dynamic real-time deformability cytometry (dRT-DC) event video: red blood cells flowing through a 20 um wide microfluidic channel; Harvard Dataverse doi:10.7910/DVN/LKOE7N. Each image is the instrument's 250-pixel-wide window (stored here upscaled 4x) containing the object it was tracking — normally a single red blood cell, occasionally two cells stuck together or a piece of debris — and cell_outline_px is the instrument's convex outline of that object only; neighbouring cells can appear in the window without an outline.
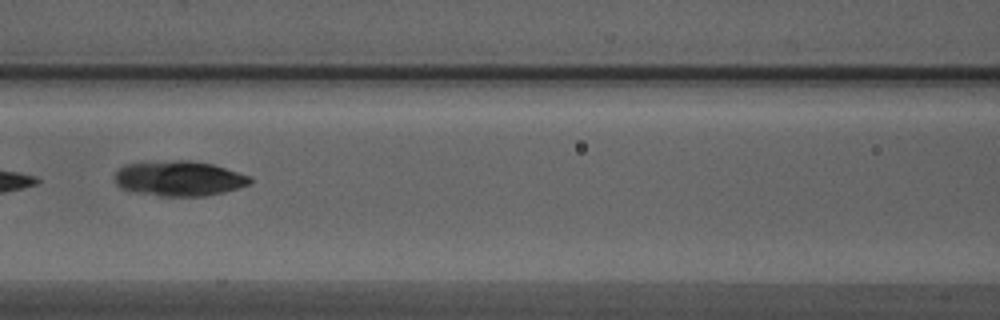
{"species": "Egyptian fruit bat (a non-hibernating species)", "species_latin": "Rousettus aegyptiacus", "temperature_condition": "warm", "stored_images_in_passage": 6, "camera_frame_rate_fps": 3000, "um_per_image_px": 0.085, "animal": {"sex": "male"}, "frame": {"image": 1, "passage_image": 5, "time_ms": 1.333, "image_size_px": [1000, 320], "cell_outline_px": [[252, 180], [248, 184], [224, 192], [204, 196], [160, 196], [132, 192], [120, 188], [116, 184], [116, 172], [124, 164], [172, 160], [192, 160], [212, 164], [252, 176]], "centroid_in_image_um": [15.21, 15.17], "position_along_channel_um": 151.4, "area_um2": 27.74}}
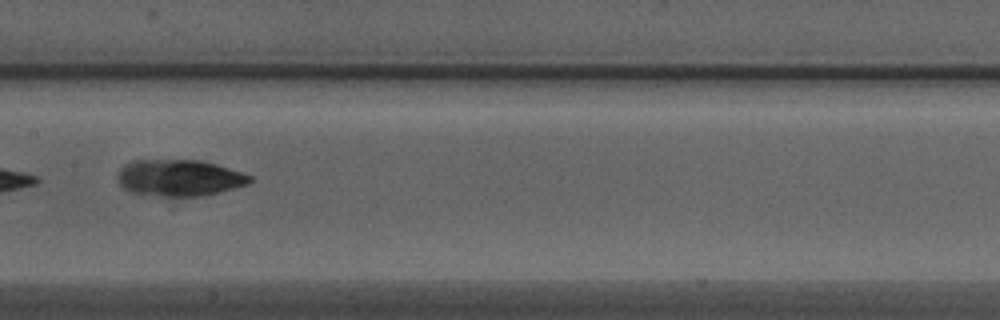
{"frame": {"image": 2, "passage_image": 6, "time_ms": 1.667, "image_size_px": [1000, 320], "cell_outline_px": [[252, 180], [248, 184], [220, 192], [200, 196], [160, 196], [132, 192], [124, 188], [120, 184], [120, 168], [124, 164], [136, 160], [200, 160], [216, 164], [252, 176]], "centroid_in_image_um": [15.27, 15.11], "position_along_channel_um": 192.1, "area_um2": 27.8}}